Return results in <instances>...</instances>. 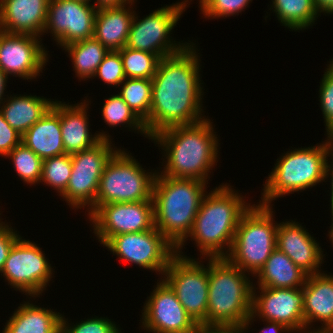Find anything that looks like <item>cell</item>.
Segmentation results:
<instances>
[{
	"label": "cell",
	"mask_w": 333,
	"mask_h": 333,
	"mask_svg": "<svg viewBox=\"0 0 333 333\" xmlns=\"http://www.w3.org/2000/svg\"><path fill=\"white\" fill-rule=\"evenodd\" d=\"M7 80L8 77L0 70V105L3 103V101L5 100V89L7 86Z\"/></svg>",
	"instance_id": "45"
},
{
	"label": "cell",
	"mask_w": 333,
	"mask_h": 333,
	"mask_svg": "<svg viewBox=\"0 0 333 333\" xmlns=\"http://www.w3.org/2000/svg\"><path fill=\"white\" fill-rule=\"evenodd\" d=\"M290 221L278 224L277 248L307 275L321 273L326 254L307 229L295 220Z\"/></svg>",
	"instance_id": "19"
},
{
	"label": "cell",
	"mask_w": 333,
	"mask_h": 333,
	"mask_svg": "<svg viewBox=\"0 0 333 333\" xmlns=\"http://www.w3.org/2000/svg\"><path fill=\"white\" fill-rule=\"evenodd\" d=\"M1 212V211H0ZM0 215H1V213H0ZM3 223V221H2V219L0 218V225Z\"/></svg>",
	"instance_id": "49"
},
{
	"label": "cell",
	"mask_w": 333,
	"mask_h": 333,
	"mask_svg": "<svg viewBox=\"0 0 333 333\" xmlns=\"http://www.w3.org/2000/svg\"><path fill=\"white\" fill-rule=\"evenodd\" d=\"M87 100V101H86ZM89 99L81 103L69 105L66 102L55 100L53 107L60 113V127L62 132L65 154H74L93 147L101 139L112 140L107 132L91 134L89 129ZM106 133V134H105Z\"/></svg>",
	"instance_id": "21"
},
{
	"label": "cell",
	"mask_w": 333,
	"mask_h": 333,
	"mask_svg": "<svg viewBox=\"0 0 333 333\" xmlns=\"http://www.w3.org/2000/svg\"><path fill=\"white\" fill-rule=\"evenodd\" d=\"M61 333H122L118 325L109 318L92 317L72 325L64 314L61 316Z\"/></svg>",
	"instance_id": "35"
},
{
	"label": "cell",
	"mask_w": 333,
	"mask_h": 333,
	"mask_svg": "<svg viewBox=\"0 0 333 333\" xmlns=\"http://www.w3.org/2000/svg\"><path fill=\"white\" fill-rule=\"evenodd\" d=\"M48 260L36 243L20 236L0 273L15 291L36 298L46 290L55 272Z\"/></svg>",
	"instance_id": "12"
},
{
	"label": "cell",
	"mask_w": 333,
	"mask_h": 333,
	"mask_svg": "<svg viewBox=\"0 0 333 333\" xmlns=\"http://www.w3.org/2000/svg\"><path fill=\"white\" fill-rule=\"evenodd\" d=\"M266 325L261 330H259V333H295L293 329H291L289 326H285L282 323L279 322H273V321H265ZM248 333L249 331L245 330V333Z\"/></svg>",
	"instance_id": "41"
},
{
	"label": "cell",
	"mask_w": 333,
	"mask_h": 333,
	"mask_svg": "<svg viewBox=\"0 0 333 333\" xmlns=\"http://www.w3.org/2000/svg\"><path fill=\"white\" fill-rule=\"evenodd\" d=\"M314 2L319 13L333 15V0H314Z\"/></svg>",
	"instance_id": "44"
},
{
	"label": "cell",
	"mask_w": 333,
	"mask_h": 333,
	"mask_svg": "<svg viewBox=\"0 0 333 333\" xmlns=\"http://www.w3.org/2000/svg\"><path fill=\"white\" fill-rule=\"evenodd\" d=\"M49 0H0V30L42 37Z\"/></svg>",
	"instance_id": "22"
},
{
	"label": "cell",
	"mask_w": 333,
	"mask_h": 333,
	"mask_svg": "<svg viewBox=\"0 0 333 333\" xmlns=\"http://www.w3.org/2000/svg\"><path fill=\"white\" fill-rule=\"evenodd\" d=\"M22 143L42 160L65 154L60 113L52 106L40 120L22 135Z\"/></svg>",
	"instance_id": "24"
},
{
	"label": "cell",
	"mask_w": 333,
	"mask_h": 333,
	"mask_svg": "<svg viewBox=\"0 0 333 333\" xmlns=\"http://www.w3.org/2000/svg\"><path fill=\"white\" fill-rule=\"evenodd\" d=\"M21 142L22 135L7 123L0 110V156L6 157Z\"/></svg>",
	"instance_id": "39"
},
{
	"label": "cell",
	"mask_w": 333,
	"mask_h": 333,
	"mask_svg": "<svg viewBox=\"0 0 333 333\" xmlns=\"http://www.w3.org/2000/svg\"><path fill=\"white\" fill-rule=\"evenodd\" d=\"M93 233L102 245L115 235L153 229V200L107 203L100 205L89 217Z\"/></svg>",
	"instance_id": "15"
},
{
	"label": "cell",
	"mask_w": 333,
	"mask_h": 333,
	"mask_svg": "<svg viewBox=\"0 0 333 333\" xmlns=\"http://www.w3.org/2000/svg\"><path fill=\"white\" fill-rule=\"evenodd\" d=\"M195 259L183 252L176 253L161 278L174 291L185 311L202 326L207 321L208 263L205 266L201 259Z\"/></svg>",
	"instance_id": "10"
},
{
	"label": "cell",
	"mask_w": 333,
	"mask_h": 333,
	"mask_svg": "<svg viewBox=\"0 0 333 333\" xmlns=\"http://www.w3.org/2000/svg\"><path fill=\"white\" fill-rule=\"evenodd\" d=\"M102 112V119L110 127H118L121 125L132 129L137 133H141L144 137L151 139L144 122L132 111V109L125 103L119 94L111 95V97L104 99Z\"/></svg>",
	"instance_id": "31"
},
{
	"label": "cell",
	"mask_w": 333,
	"mask_h": 333,
	"mask_svg": "<svg viewBox=\"0 0 333 333\" xmlns=\"http://www.w3.org/2000/svg\"><path fill=\"white\" fill-rule=\"evenodd\" d=\"M135 1L132 0L123 6L97 10L94 37L109 51H118L126 46L135 14L132 7Z\"/></svg>",
	"instance_id": "23"
},
{
	"label": "cell",
	"mask_w": 333,
	"mask_h": 333,
	"mask_svg": "<svg viewBox=\"0 0 333 333\" xmlns=\"http://www.w3.org/2000/svg\"><path fill=\"white\" fill-rule=\"evenodd\" d=\"M20 235L8 222L0 225V272L4 267L9 252Z\"/></svg>",
	"instance_id": "40"
},
{
	"label": "cell",
	"mask_w": 333,
	"mask_h": 333,
	"mask_svg": "<svg viewBox=\"0 0 333 333\" xmlns=\"http://www.w3.org/2000/svg\"><path fill=\"white\" fill-rule=\"evenodd\" d=\"M303 304L302 288H256L254 283L252 288V312L243 328L244 330L251 329L249 325H252L253 321H256V318L259 317L263 322H279L289 326L295 333H304Z\"/></svg>",
	"instance_id": "14"
},
{
	"label": "cell",
	"mask_w": 333,
	"mask_h": 333,
	"mask_svg": "<svg viewBox=\"0 0 333 333\" xmlns=\"http://www.w3.org/2000/svg\"><path fill=\"white\" fill-rule=\"evenodd\" d=\"M40 37L0 30V70L9 78L34 80L49 62Z\"/></svg>",
	"instance_id": "18"
},
{
	"label": "cell",
	"mask_w": 333,
	"mask_h": 333,
	"mask_svg": "<svg viewBox=\"0 0 333 333\" xmlns=\"http://www.w3.org/2000/svg\"><path fill=\"white\" fill-rule=\"evenodd\" d=\"M187 4L190 5L189 0L166 5L142 19L138 18L135 11L126 47L150 52L162 58L181 52L191 41L181 43L173 40L170 35L188 7Z\"/></svg>",
	"instance_id": "9"
},
{
	"label": "cell",
	"mask_w": 333,
	"mask_h": 333,
	"mask_svg": "<svg viewBox=\"0 0 333 333\" xmlns=\"http://www.w3.org/2000/svg\"><path fill=\"white\" fill-rule=\"evenodd\" d=\"M103 246L120 260L159 273L162 277L176 248L154 227L110 237Z\"/></svg>",
	"instance_id": "13"
},
{
	"label": "cell",
	"mask_w": 333,
	"mask_h": 333,
	"mask_svg": "<svg viewBox=\"0 0 333 333\" xmlns=\"http://www.w3.org/2000/svg\"><path fill=\"white\" fill-rule=\"evenodd\" d=\"M318 92L326 136L333 137V67L330 64L325 69Z\"/></svg>",
	"instance_id": "38"
},
{
	"label": "cell",
	"mask_w": 333,
	"mask_h": 333,
	"mask_svg": "<svg viewBox=\"0 0 333 333\" xmlns=\"http://www.w3.org/2000/svg\"><path fill=\"white\" fill-rule=\"evenodd\" d=\"M250 2L252 0H199V8L205 18L218 19L238 15Z\"/></svg>",
	"instance_id": "36"
},
{
	"label": "cell",
	"mask_w": 333,
	"mask_h": 333,
	"mask_svg": "<svg viewBox=\"0 0 333 333\" xmlns=\"http://www.w3.org/2000/svg\"><path fill=\"white\" fill-rule=\"evenodd\" d=\"M97 9L85 1L49 0L44 33L61 48L94 36Z\"/></svg>",
	"instance_id": "16"
},
{
	"label": "cell",
	"mask_w": 333,
	"mask_h": 333,
	"mask_svg": "<svg viewBox=\"0 0 333 333\" xmlns=\"http://www.w3.org/2000/svg\"><path fill=\"white\" fill-rule=\"evenodd\" d=\"M72 172V159L70 154H62L43 160L42 174L39 183L44 182L54 188L60 196L68 185Z\"/></svg>",
	"instance_id": "34"
},
{
	"label": "cell",
	"mask_w": 333,
	"mask_h": 333,
	"mask_svg": "<svg viewBox=\"0 0 333 333\" xmlns=\"http://www.w3.org/2000/svg\"><path fill=\"white\" fill-rule=\"evenodd\" d=\"M303 290L304 333H328L333 329V275H308ZM322 326L315 329L314 322ZM311 325V326H310ZM308 329V330H307ZM310 329V330H309Z\"/></svg>",
	"instance_id": "20"
},
{
	"label": "cell",
	"mask_w": 333,
	"mask_h": 333,
	"mask_svg": "<svg viewBox=\"0 0 333 333\" xmlns=\"http://www.w3.org/2000/svg\"><path fill=\"white\" fill-rule=\"evenodd\" d=\"M271 10L281 26L292 31L308 29L316 22L320 13L314 0H271Z\"/></svg>",
	"instance_id": "29"
},
{
	"label": "cell",
	"mask_w": 333,
	"mask_h": 333,
	"mask_svg": "<svg viewBox=\"0 0 333 333\" xmlns=\"http://www.w3.org/2000/svg\"><path fill=\"white\" fill-rule=\"evenodd\" d=\"M6 96L0 110L7 123L21 135L40 120L54 103V99L31 94Z\"/></svg>",
	"instance_id": "26"
},
{
	"label": "cell",
	"mask_w": 333,
	"mask_h": 333,
	"mask_svg": "<svg viewBox=\"0 0 333 333\" xmlns=\"http://www.w3.org/2000/svg\"><path fill=\"white\" fill-rule=\"evenodd\" d=\"M332 61H329L330 65L333 67V58L331 59Z\"/></svg>",
	"instance_id": "48"
},
{
	"label": "cell",
	"mask_w": 333,
	"mask_h": 333,
	"mask_svg": "<svg viewBox=\"0 0 333 333\" xmlns=\"http://www.w3.org/2000/svg\"><path fill=\"white\" fill-rule=\"evenodd\" d=\"M112 140L101 139L93 147L71 155L72 172L66 190L60 195L72 209L95 205L100 178L109 159L119 149Z\"/></svg>",
	"instance_id": "11"
},
{
	"label": "cell",
	"mask_w": 333,
	"mask_h": 333,
	"mask_svg": "<svg viewBox=\"0 0 333 333\" xmlns=\"http://www.w3.org/2000/svg\"><path fill=\"white\" fill-rule=\"evenodd\" d=\"M98 77L111 86L118 88L126 79L123 61L119 51H109L98 66L94 78Z\"/></svg>",
	"instance_id": "37"
},
{
	"label": "cell",
	"mask_w": 333,
	"mask_h": 333,
	"mask_svg": "<svg viewBox=\"0 0 333 333\" xmlns=\"http://www.w3.org/2000/svg\"><path fill=\"white\" fill-rule=\"evenodd\" d=\"M196 50L194 42H190L181 52L161 58L152 78L149 119L144 123L150 138L167 128L206 119L201 60Z\"/></svg>",
	"instance_id": "1"
},
{
	"label": "cell",
	"mask_w": 333,
	"mask_h": 333,
	"mask_svg": "<svg viewBox=\"0 0 333 333\" xmlns=\"http://www.w3.org/2000/svg\"><path fill=\"white\" fill-rule=\"evenodd\" d=\"M142 167L134 156L119 148L104 167L95 205L88 211V217L100 205L107 203L153 200V186L158 171L146 172Z\"/></svg>",
	"instance_id": "8"
},
{
	"label": "cell",
	"mask_w": 333,
	"mask_h": 333,
	"mask_svg": "<svg viewBox=\"0 0 333 333\" xmlns=\"http://www.w3.org/2000/svg\"><path fill=\"white\" fill-rule=\"evenodd\" d=\"M330 211H331L330 213H331L332 217H331V225H330V230L328 232V236H329V239L333 246V209Z\"/></svg>",
	"instance_id": "46"
},
{
	"label": "cell",
	"mask_w": 333,
	"mask_h": 333,
	"mask_svg": "<svg viewBox=\"0 0 333 333\" xmlns=\"http://www.w3.org/2000/svg\"><path fill=\"white\" fill-rule=\"evenodd\" d=\"M273 206L253 204L242 215L225 258L243 272L255 276L277 248L278 224ZM276 222V223H274Z\"/></svg>",
	"instance_id": "7"
},
{
	"label": "cell",
	"mask_w": 333,
	"mask_h": 333,
	"mask_svg": "<svg viewBox=\"0 0 333 333\" xmlns=\"http://www.w3.org/2000/svg\"><path fill=\"white\" fill-rule=\"evenodd\" d=\"M332 148L333 137L327 136L316 146L293 148L280 155L263 184L259 204L271 206L277 198L326 182L325 165Z\"/></svg>",
	"instance_id": "6"
},
{
	"label": "cell",
	"mask_w": 333,
	"mask_h": 333,
	"mask_svg": "<svg viewBox=\"0 0 333 333\" xmlns=\"http://www.w3.org/2000/svg\"><path fill=\"white\" fill-rule=\"evenodd\" d=\"M118 94L132 111L145 123L149 119L152 101V79L126 78Z\"/></svg>",
	"instance_id": "30"
},
{
	"label": "cell",
	"mask_w": 333,
	"mask_h": 333,
	"mask_svg": "<svg viewBox=\"0 0 333 333\" xmlns=\"http://www.w3.org/2000/svg\"><path fill=\"white\" fill-rule=\"evenodd\" d=\"M62 50L68 52L73 71L80 81L94 79L98 66L109 52L94 36L68 44Z\"/></svg>",
	"instance_id": "28"
},
{
	"label": "cell",
	"mask_w": 333,
	"mask_h": 333,
	"mask_svg": "<svg viewBox=\"0 0 333 333\" xmlns=\"http://www.w3.org/2000/svg\"><path fill=\"white\" fill-rule=\"evenodd\" d=\"M229 186L223 183L206 193L187 236L196 243L202 261L229 253L239 221L251 206L242 193Z\"/></svg>",
	"instance_id": "3"
},
{
	"label": "cell",
	"mask_w": 333,
	"mask_h": 333,
	"mask_svg": "<svg viewBox=\"0 0 333 333\" xmlns=\"http://www.w3.org/2000/svg\"><path fill=\"white\" fill-rule=\"evenodd\" d=\"M122 61L126 78L152 79L155 75L161 56L150 52L123 47L118 50Z\"/></svg>",
	"instance_id": "32"
},
{
	"label": "cell",
	"mask_w": 333,
	"mask_h": 333,
	"mask_svg": "<svg viewBox=\"0 0 333 333\" xmlns=\"http://www.w3.org/2000/svg\"><path fill=\"white\" fill-rule=\"evenodd\" d=\"M208 260L207 321L201 327H244L252 312L250 275L225 257Z\"/></svg>",
	"instance_id": "5"
},
{
	"label": "cell",
	"mask_w": 333,
	"mask_h": 333,
	"mask_svg": "<svg viewBox=\"0 0 333 333\" xmlns=\"http://www.w3.org/2000/svg\"><path fill=\"white\" fill-rule=\"evenodd\" d=\"M61 316L51 308L24 301L9 317L2 333H61Z\"/></svg>",
	"instance_id": "25"
},
{
	"label": "cell",
	"mask_w": 333,
	"mask_h": 333,
	"mask_svg": "<svg viewBox=\"0 0 333 333\" xmlns=\"http://www.w3.org/2000/svg\"><path fill=\"white\" fill-rule=\"evenodd\" d=\"M7 157L12 160L13 168L21 181L27 185L39 184L43 160L37 154L21 142L5 158Z\"/></svg>",
	"instance_id": "33"
},
{
	"label": "cell",
	"mask_w": 333,
	"mask_h": 333,
	"mask_svg": "<svg viewBox=\"0 0 333 333\" xmlns=\"http://www.w3.org/2000/svg\"><path fill=\"white\" fill-rule=\"evenodd\" d=\"M141 318V327L149 333H197L200 327L162 278L147 297Z\"/></svg>",
	"instance_id": "17"
},
{
	"label": "cell",
	"mask_w": 333,
	"mask_h": 333,
	"mask_svg": "<svg viewBox=\"0 0 333 333\" xmlns=\"http://www.w3.org/2000/svg\"><path fill=\"white\" fill-rule=\"evenodd\" d=\"M307 274L278 248L269 256L264 266L254 276L258 287L303 288Z\"/></svg>",
	"instance_id": "27"
},
{
	"label": "cell",
	"mask_w": 333,
	"mask_h": 333,
	"mask_svg": "<svg viewBox=\"0 0 333 333\" xmlns=\"http://www.w3.org/2000/svg\"><path fill=\"white\" fill-rule=\"evenodd\" d=\"M197 333H245L242 327H199Z\"/></svg>",
	"instance_id": "42"
},
{
	"label": "cell",
	"mask_w": 333,
	"mask_h": 333,
	"mask_svg": "<svg viewBox=\"0 0 333 333\" xmlns=\"http://www.w3.org/2000/svg\"><path fill=\"white\" fill-rule=\"evenodd\" d=\"M206 182L174 178L157 172L153 186L155 228L182 253L201 202L208 193Z\"/></svg>",
	"instance_id": "4"
},
{
	"label": "cell",
	"mask_w": 333,
	"mask_h": 333,
	"mask_svg": "<svg viewBox=\"0 0 333 333\" xmlns=\"http://www.w3.org/2000/svg\"><path fill=\"white\" fill-rule=\"evenodd\" d=\"M212 124L207 116L201 122L170 127L152 136L154 144L164 150L163 157L166 159L163 158L164 167L158 173L208 183L210 170L218 162L220 146Z\"/></svg>",
	"instance_id": "2"
},
{
	"label": "cell",
	"mask_w": 333,
	"mask_h": 333,
	"mask_svg": "<svg viewBox=\"0 0 333 333\" xmlns=\"http://www.w3.org/2000/svg\"><path fill=\"white\" fill-rule=\"evenodd\" d=\"M79 1H85V2L90 3L92 0H79Z\"/></svg>",
	"instance_id": "47"
},
{
	"label": "cell",
	"mask_w": 333,
	"mask_h": 333,
	"mask_svg": "<svg viewBox=\"0 0 333 333\" xmlns=\"http://www.w3.org/2000/svg\"><path fill=\"white\" fill-rule=\"evenodd\" d=\"M331 156V158H329ZM331 159L332 161L330 162V161H328L329 159ZM329 162H330V164H329ZM329 176H330V180L331 181H329L330 182V210H332L333 209V148L331 149V151H330V153L328 154V157H327V160H326V165H325V179H327L328 180V178H329Z\"/></svg>",
	"instance_id": "43"
}]
</instances>
